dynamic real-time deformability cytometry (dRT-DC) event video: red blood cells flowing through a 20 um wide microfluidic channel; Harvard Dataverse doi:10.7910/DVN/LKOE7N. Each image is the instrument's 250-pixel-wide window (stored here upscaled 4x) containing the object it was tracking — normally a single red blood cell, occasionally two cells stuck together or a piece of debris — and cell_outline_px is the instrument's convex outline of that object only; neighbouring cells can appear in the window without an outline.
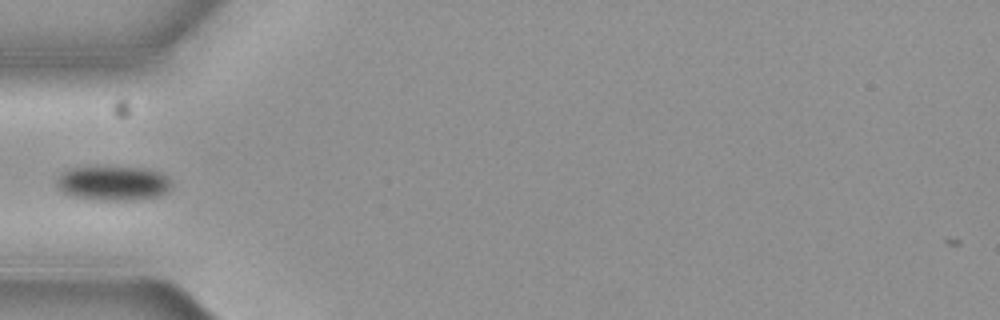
{"species": "common noctule bat (a hibernating species)", "species_latin": "Nyctalus noctula", "temperature_condition": "cold", "stored_images_in_passage": 10, "camera_frame_rate_fps": 3000, "um_per_image_px": 0.085, "animal": {"sex": "female", "body_mass_g": 19.3, "forearm_length_mm": 54.1}, "frame": {"image": 1, "passage_image": 4, "time_ms": 1.0, "image_size_px": [1000, 320], "cell_outline_px": [[172, 184], [168, 192], [160, 196], [132, 200], [96, 200], [72, 196], [64, 192], [56, 184], [56, 180], [64, 172], [72, 168], [144, 168], [160, 172]], "centroid_in_image_um": [9.65, 15.6], "position_along_channel_um": 75.4, "area_um2": 22.66}}
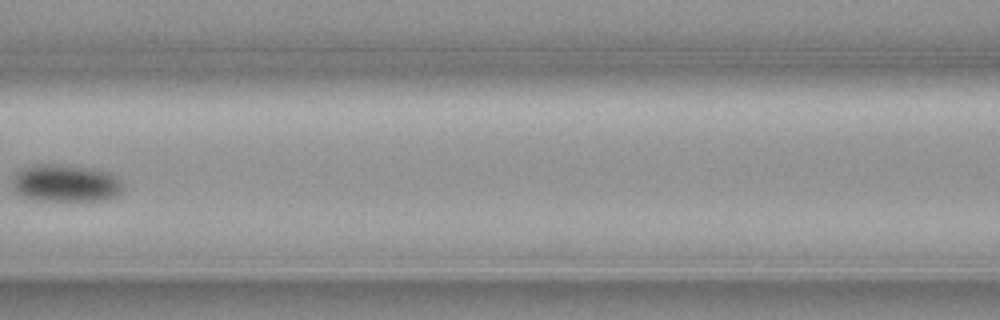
{"frame": {"image": 2, "passage_image": 6, "time_ms": 1.667, "image_size_px": [1000, 320], "cell_outline_px": [[124, 188], [120, 196], [108, 200], [36, 200], [24, 196], [16, 192], [12, 188], [12, 176], [20, 168], [32, 164], [68, 164], [96, 168], [112, 172], [124, 184]], "centroid_in_image_um": [5.63, 15.54], "position_along_channel_um": 161.0, "area_um2": 24.97}}
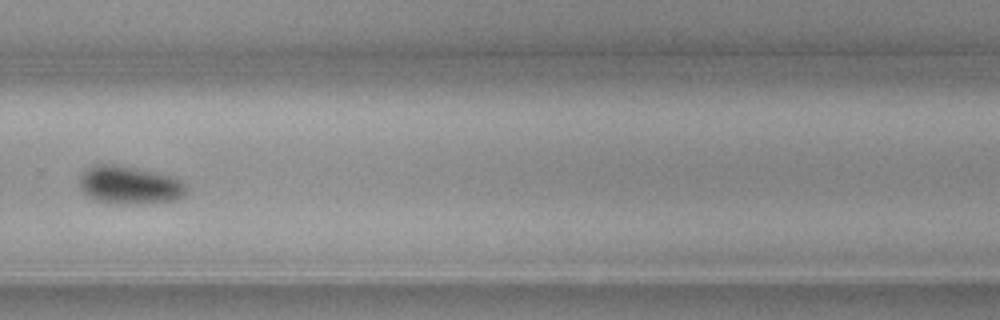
{"frame": {"image": 3, "passage_image": 10, "time_ms": 3.0, "image_size_px": [1000, 320], "cell_outline_px": [[188, 188], [184, 196], [176, 200], [140, 204], [112, 204], [96, 200], [88, 196], [80, 188], [80, 176], [84, 168], [92, 164], [112, 164], [136, 168], [172, 176], [180, 180]], "centroid_in_image_um": [10.99, 15.73], "position_along_channel_um": 318.8, "area_um2": 23.99}}